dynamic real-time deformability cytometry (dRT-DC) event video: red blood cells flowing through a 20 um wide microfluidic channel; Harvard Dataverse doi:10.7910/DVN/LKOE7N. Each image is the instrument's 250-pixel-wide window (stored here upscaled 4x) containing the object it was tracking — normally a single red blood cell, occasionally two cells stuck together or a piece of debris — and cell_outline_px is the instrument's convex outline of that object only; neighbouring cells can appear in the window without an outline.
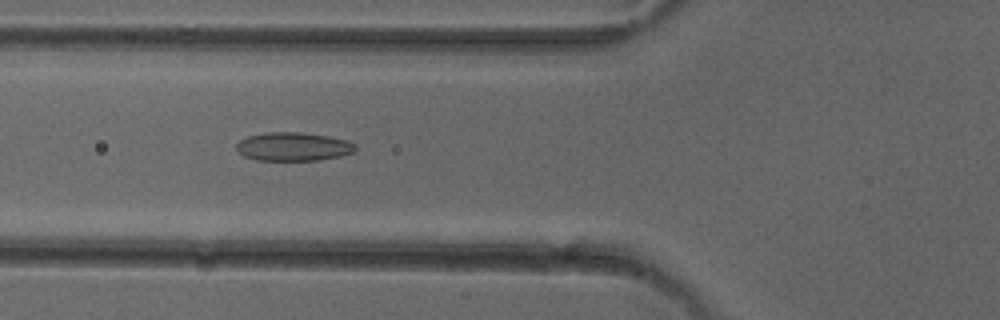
{"species": "common noctule bat (a hibernating species)", "species_latin": "Nyctalus noctula", "temperature_condition": "cold", "stored_images_in_passage": 51, "camera_frame_rate_fps": 3000, "um_per_image_px": 0.085, "animal": {"sex": "female"}, "frame": {"image": 1, "passage_image": 19, "time_ms": 6.0, "image_size_px": [1000, 320], "cell_outline_px": [[356, 148], [352, 152], [340, 156], [316, 160], [256, 160], [244, 156], [236, 148], [236, 144], [240, 140], [248, 136], [268, 132], [300, 132], [328, 136], [348, 140], [356, 144]], "centroid_in_image_um": [24.93, 12.46], "position_along_channel_um": 100.9, "area_um2": 19.71}}
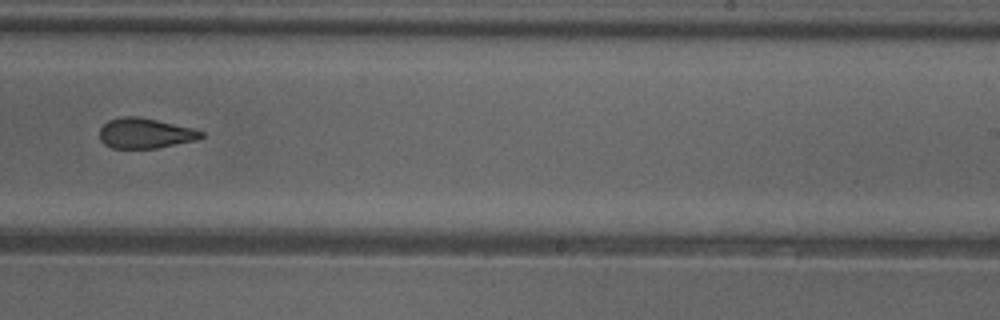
{"frame": {"image": 2, "passage_image": 32, "time_ms": 10.333, "image_size_px": [1000, 320], "cell_outline_px": [[204, 136], [200, 140], [156, 148], [112, 148], [104, 144], [100, 140], [100, 128], [108, 120], [120, 116], [140, 116], [192, 128], [204, 132]], "centroid_in_image_um": [12.35, 11.32], "position_along_channel_um": 276.6, "area_um2": 18.09}}
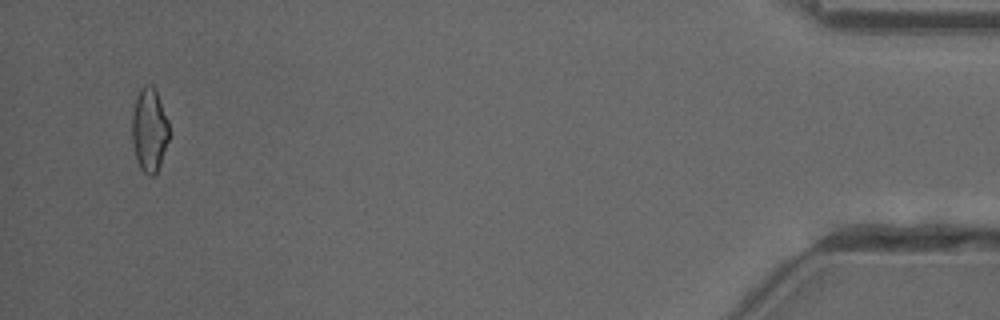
{"frame": {"image": 3, "passage_image": 49, "time_ms": 16.0, "image_size_px": [1000, 320], "cell_outline_px": [[168, 140], [160, 164], [156, 172], [152, 176], [148, 176], [140, 168], [136, 156], [132, 140], [132, 116], [136, 96], [140, 88], [144, 84], [152, 84], [156, 92], [168, 120]], "centroid_in_image_um": [12.68, 11.02], "position_along_channel_um": 422.5, "area_um2": 17.86}, "authors_computed_cell_mechanics": {"area_um2": 18.9584, "velocity_mm_per_s": 4.051, "shape_relaxation_time_tau1_ms": 8.0097, "shape_relaxation_time_tau2_ms": 2.6792, "deformation_change_tau1": 0.1666, "deformation_change_tau2": 0.0909}}